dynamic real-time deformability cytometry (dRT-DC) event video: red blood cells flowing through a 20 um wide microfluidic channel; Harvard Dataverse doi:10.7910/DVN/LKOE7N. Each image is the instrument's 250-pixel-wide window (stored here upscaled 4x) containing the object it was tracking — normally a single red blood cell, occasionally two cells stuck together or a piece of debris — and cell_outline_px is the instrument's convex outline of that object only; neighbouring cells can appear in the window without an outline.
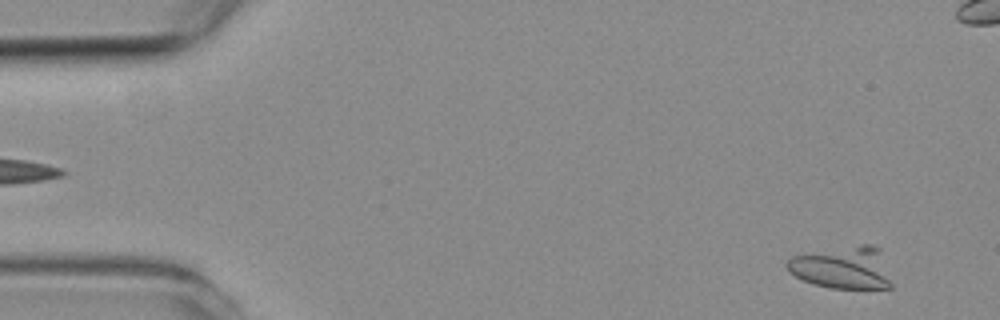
{"species": "common noctule bat (a hibernating species)", "species_latin": "Nyctalus noctula", "temperature_condition": "room temperature", "stored_images_in_passage": 6, "camera_frame_rate_fps": 3000, "um_per_image_px": 0.085, "animal": {"sex": "female", "body_mass_g": 19.3, "forearm_length_mm": 54.1}, "frame": {"image": 1, "passage_image": 1, "time_ms": 0.0, "image_size_px": [1000, 320], "cell_outline_px": [[892, 288], [828, 288], [812, 284], [788, 272], [784, 264], [792, 256], [860, 244], [872, 244], [880, 248], [892, 284]], "centroid_in_image_um": [71.63, 22.76], "position_along_channel_um": 13.4, "area_um2": 25.89}}
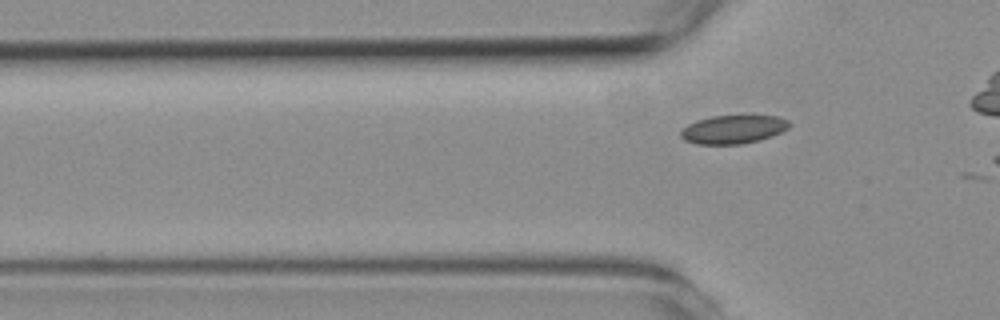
{"frame": {"image": 2, "passage_image": 6, "time_ms": 6.667, "image_size_px": [1000, 320], "cell_outline_px": [[792, 124], [788, 128], [772, 136], [760, 140], [740, 144], [696, 144], [684, 140], [680, 136], [680, 132], [688, 124], [696, 120], [712, 116], [780, 116], [788, 120]], "centroid_in_image_um": [62.33, 11.0], "position_along_channel_um": 63.5, "area_um2": 18.03}}